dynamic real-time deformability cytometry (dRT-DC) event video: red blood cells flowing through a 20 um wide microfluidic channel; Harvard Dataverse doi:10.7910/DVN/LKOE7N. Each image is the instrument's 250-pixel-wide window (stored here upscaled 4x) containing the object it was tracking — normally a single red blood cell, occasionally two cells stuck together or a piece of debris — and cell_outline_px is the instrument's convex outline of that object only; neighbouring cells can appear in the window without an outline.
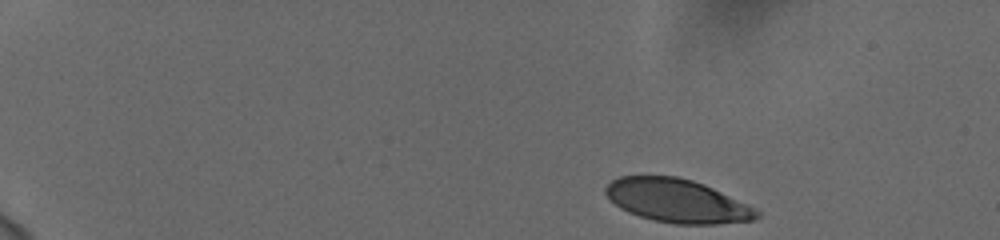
{"species": "human", "species_latin": "Homo sapiens", "temperature_condition": "cold", "stored_images_in_passage": 49, "camera_frame_rate_fps": 3000, "um_per_image_px": 0.085, "donor": {"sex": "female"}, "frame": {"image": 1, "passage_image": 1, "time_ms": 0.0, "image_size_px": [1000, 240], "cell_outline_px": [[760, 216], [756, 220], [716, 224], [676, 224], [652, 220], [628, 212], [620, 208], [604, 192], [604, 188], [612, 180], [620, 176], [676, 176], [692, 180], [704, 184], [748, 204], [756, 208], [760, 212]], "centroid_in_image_um": [57.58, 17.07], "position_along_channel_um": 27.4, "area_um2": 38.26}}
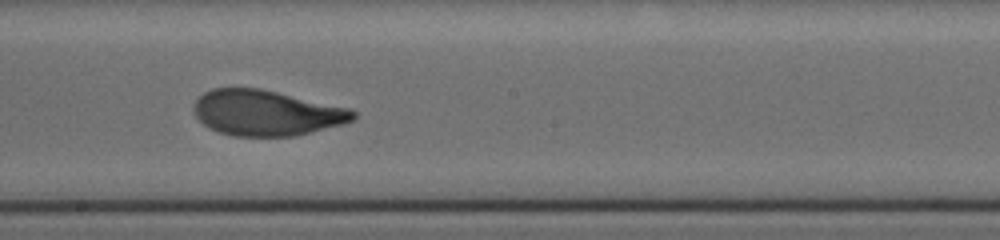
{"frame": {"image": 2, "passage_image": 27, "time_ms": 8.667, "image_size_px": [1000, 240], "cell_outline_px": [[356, 116], [352, 120], [344, 124], [296, 136], [232, 136], [208, 128], [196, 116], [192, 108], [192, 104], [204, 92], [212, 88], [260, 88], [352, 108], [356, 112]], "centroid_in_image_um": [22.65, 9.59], "position_along_channel_um": 225.5, "area_um2": 42.6}}
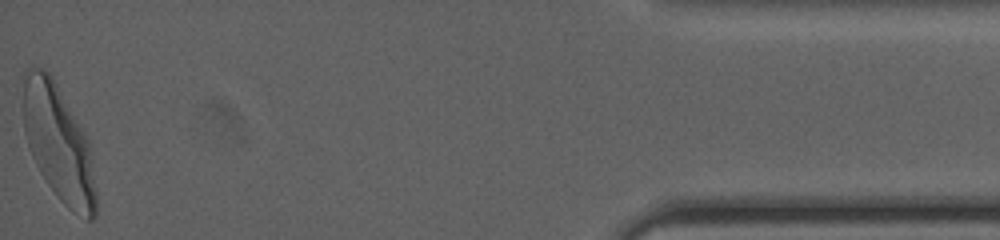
{"frame": {"image": 3, "passage_image": 49, "time_ms": 16.0, "image_size_px": [1000, 240], "cell_outline_px": [[96, 216], [92, 220], [88, 220], [72, 212], [60, 200], [48, 184], [40, 172], [32, 156], [24, 132], [24, 68], [32, 64], [44, 68], [48, 72], [56, 84], [84, 132], [88, 140], [96, 188]], "centroid_in_image_um": [4.96, 12.18], "position_along_channel_um": 430.2, "area_um2": 48.9}, "authors_computed_cell_mechanics": {"area_um2": 42.194, "velocity_mm_per_s": 3.7288, "shape_relaxation_time_tau1_ms": 3.0922, "shape_relaxation_time_tau2_ms": 0.8773, "deformation_change_tau1": 0.1811, "deformation_change_tau2": 0.0691}}